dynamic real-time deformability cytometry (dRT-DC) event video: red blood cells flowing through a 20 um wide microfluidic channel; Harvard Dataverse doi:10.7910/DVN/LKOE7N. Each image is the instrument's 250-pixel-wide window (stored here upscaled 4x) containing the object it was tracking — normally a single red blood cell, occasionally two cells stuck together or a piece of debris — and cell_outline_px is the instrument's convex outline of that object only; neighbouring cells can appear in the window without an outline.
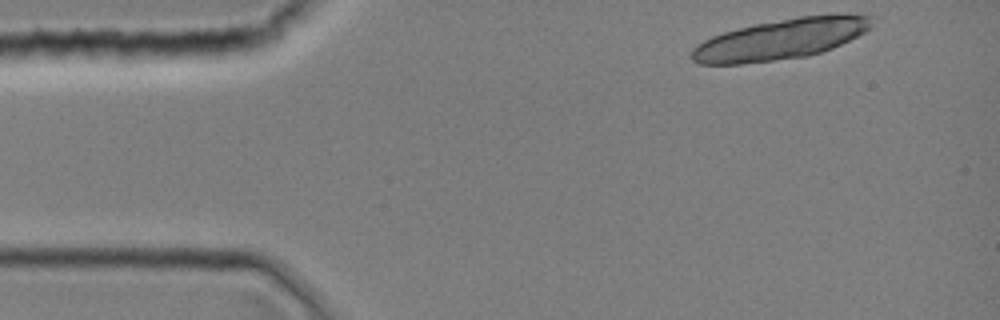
{"species": "common noctule bat (a hibernating species)", "species_latin": "Nyctalus noctula", "temperature_condition": "room temperature", "stored_images_in_passage": 8, "camera_frame_rate_fps": 3000, "um_per_image_px": 0.085, "animal": {"sex": "female", "body_mass_g": 19.0, "forearm_length_mm": 51.5}, "frame": {"image": 1, "passage_image": 1, "time_ms": 0.0, "image_size_px": [1000, 320], "cell_outline_px": [[872, 28], [832, 48], [808, 56], [740, 64], [700, 64], [692, 60], [692, 48], [696, 44], [712, 36], [724, 32], [756, 24], [800, 16], [872, 16]], "centroid_in_image_um": [66.28, 3.36], "position_along_channel_um": 18.7, "area_um2": 41.5}}